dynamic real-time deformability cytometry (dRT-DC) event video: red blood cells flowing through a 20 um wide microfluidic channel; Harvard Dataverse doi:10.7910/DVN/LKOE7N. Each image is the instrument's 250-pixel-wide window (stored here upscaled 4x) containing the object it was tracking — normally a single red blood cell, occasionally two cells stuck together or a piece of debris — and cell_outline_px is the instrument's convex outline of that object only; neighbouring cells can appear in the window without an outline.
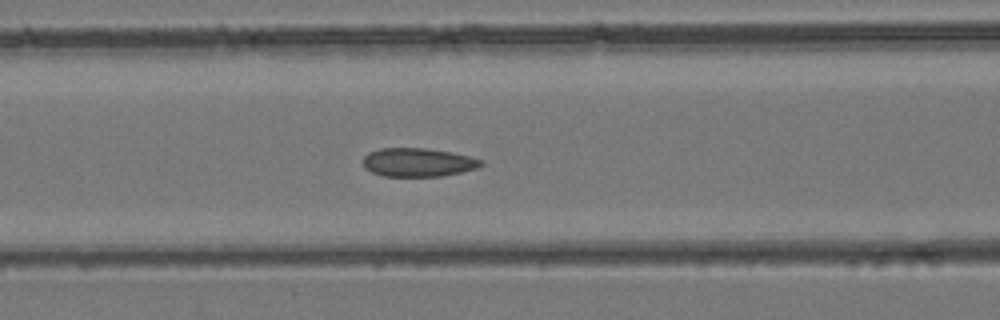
{"species": "common noctule bat (a hibernating species)", "species_latin": "Nyctalus noctula", "temperature_condition": "room temperature", "stored_images_in_passage": 32, "camera_frame_rate_fps": 3000, "um_per_image_px": 0.085, "animal": {"sex": "female", "body_mass_g": 24.6, "forearm_length_mm": 56.2}, "frame": {"image": 1, "passage_image": 6, "time_ms": 1.667, "image_size_px": [1000, 320], "cell_outline_px": [[484, 164], [476, 168], [460, 172], [440, 176], [384, 176], [372, 172], [364, 168], [364, 156], [368, 152], [380, 148], [424, 148], [452, 152], [484, 160]], "centroid_in_image_um": [35.52, 13.79], "position_along_channel_um": 131.1, "area_um2": 19.59}}
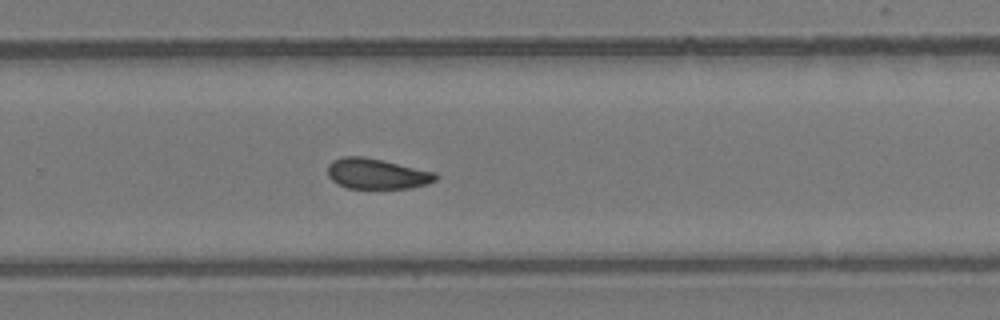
{"frame": {"image": 2, "passage_image": 17, "time_ms": 5.333, "image_size_px": [1000, 320], "cell_outline_px": [[440, 176], [436, 180], [428, 184], [408, 188], [348, 188], [332, 180], [328, 176], [328, 164], [332, 160], [340, 156], [364, 156], [384, 160], [436, 172]], "centroid_in_image_um": [32.05, 14.75], "position_along_channel_um": 297.7, "area_um2": 19.36}}
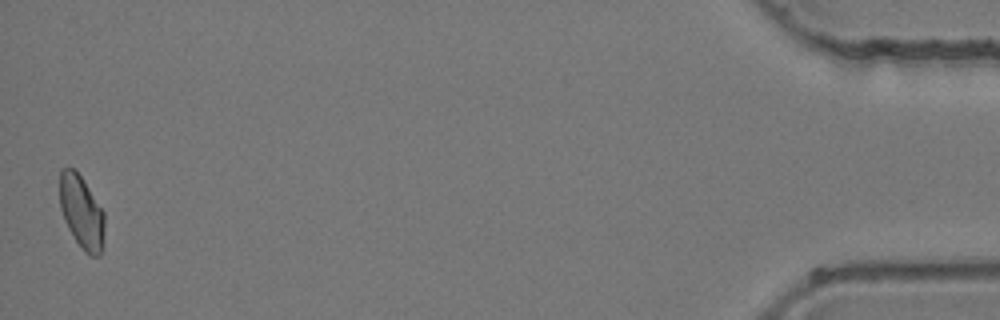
{"frame": {"image": 3, "passage_image": 32, "time_ms": 10.333, "image_size_px": [1000, 320], "cell_outline_px": [[104, 228], [100, 256], [92, 256], [84, 252], [68, 228], [64, 220], [60, 208], [60, 172], [64, 168], [72, 168], [80, 176], [104, 212]], "centroid_in_image_um": [6.92, 18.05], "position_along_channel_um": 428.3, "area_um2": 18.67}}